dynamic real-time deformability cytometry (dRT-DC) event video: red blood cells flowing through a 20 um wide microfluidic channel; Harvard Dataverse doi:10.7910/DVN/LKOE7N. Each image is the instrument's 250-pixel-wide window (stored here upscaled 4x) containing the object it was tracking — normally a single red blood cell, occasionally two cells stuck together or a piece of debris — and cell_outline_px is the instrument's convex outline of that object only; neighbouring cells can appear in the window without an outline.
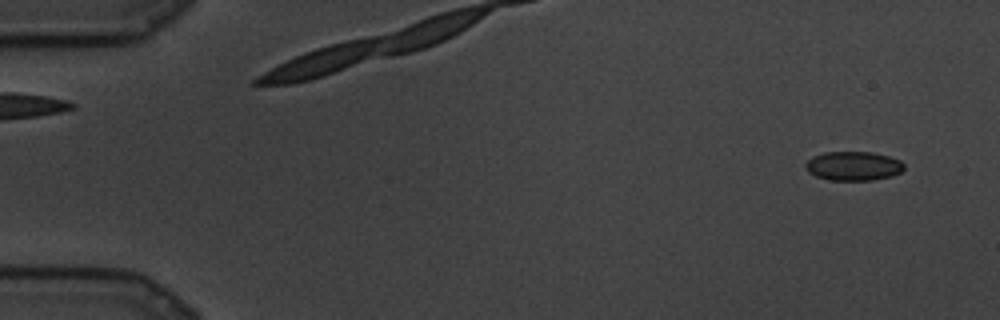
{"species": "common noctule bat (a hibernating species)", "species_latin": "Nyctalus noctula", "temperature_condition": "cold", "stored_images_in_passage": 86, "camera_frame_rate_fps": 3000, "um_per_image_px": 0.085, "animal": {"sex": "male", "body_mass_g": 19.5, "forearm_length_mm": 54.6}, "frame": {"image": 1, "passage_image": 5, "time_ms": 1.333, "image_size_px": [1000, 320], "cell_outline_px": [[904, 168], [900, 172], [892, 176], [872, 180], [828, 180], [816, 176], [808, 172], [804, 164], [812, 156], [824, 152], [872, 152], [888, 156], [900, 160], [904, 164]], "centroid_in_image_um": [72.52, 14.11], "position_along_channel_um": 12.5, "area_um2": 16.76}}
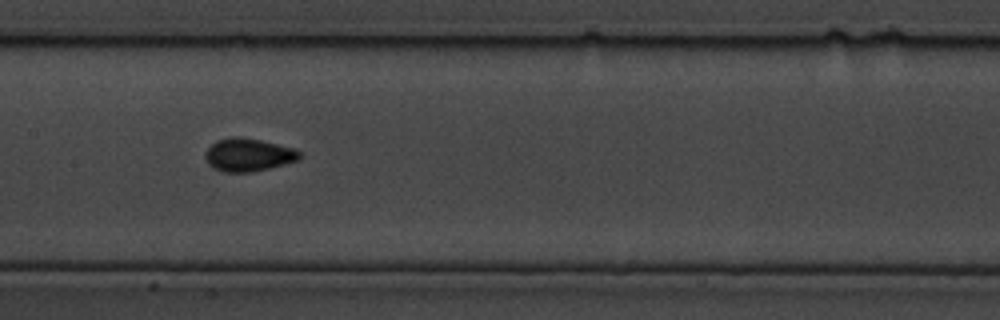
{"frame": {"image": 2, "passage_image": 43, "time_ms": 14.0, "image_size_px": [1000, 320], "cell_outline_px": [[300, 156], [296, 160], [284, 164], [252, 172], [224, 172], [212, 168], [208, 164], [204, 156], [204, 152], [216, 140], [232, 136], [240, 136], [260, 140], [292, 148], [300, 152]], "centroid_in_image_um": [21.03, 13.16], "position_along_channel_um": 186.4, "area_um2": 18.03}}
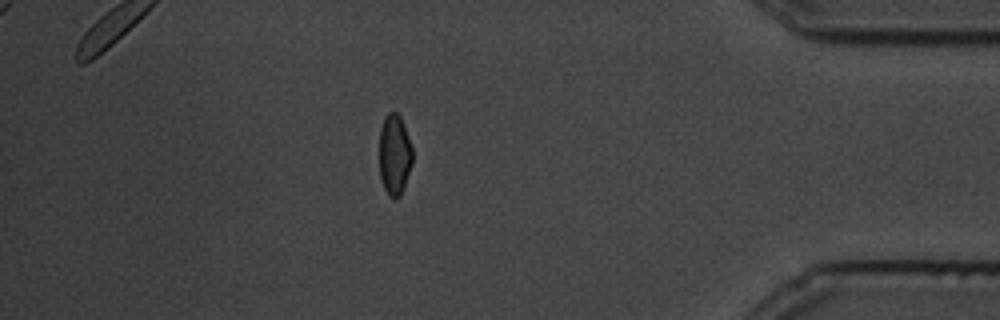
{"frame": {"image": 3, "passage_image": 75, "time_ms": 24.667, "image_size_px": [1000, 320], "cell_outline_px": [[412, 164], [404, 188], [400, 196], [388, 196], [384, 188], [380, 176], [380, 128], [384, 116], [388, 112], [396, 112], [400, 116], [404, 124], [412, 148]], "centroid_in_image_um": [33.53, 13.12], "position_along_channel_um": 401.7, "area_um2": 15.61}}